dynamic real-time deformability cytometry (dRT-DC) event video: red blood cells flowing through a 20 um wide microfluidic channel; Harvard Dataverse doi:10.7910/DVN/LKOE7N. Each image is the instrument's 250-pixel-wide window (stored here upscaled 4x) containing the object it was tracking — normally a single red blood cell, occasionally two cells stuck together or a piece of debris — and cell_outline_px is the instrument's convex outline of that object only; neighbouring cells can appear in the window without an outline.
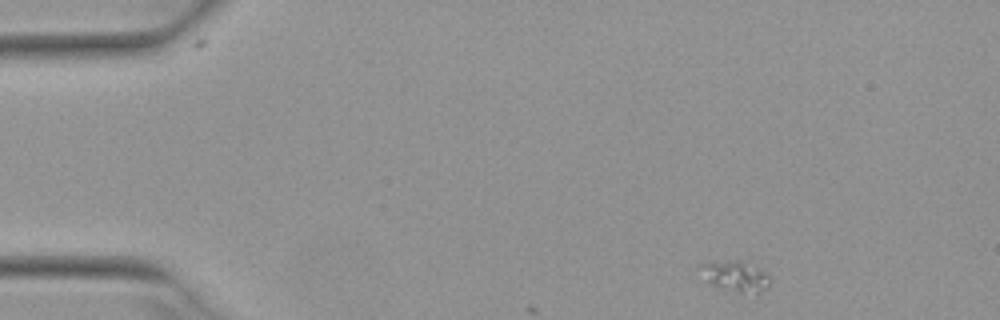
{"species": "Egyptian fruit bat (a non-hibernating species)", "species_latin": "Rousettus aegyptiacus", "temperature_condition": "warm", "stored_images_in_passage": 39, "camera_frame_rate_fps": 3000, "um_per_image_px": 0.085, "animal": {"sex": "female"}, "frame": {"image": 1, "passage_image": 1, "time_ms": 0.0, "image_size_px": [1000, 320], "cell_outline_px": [[768, 284], [764, 288], [756, 292], [736, 292], [716, 288], [696, 268], [700, 264], [736, 260], [740, 260], [760, 268], [768, 276]], "centroid_in_image_um": [62.45, 23.46], "position_along_channel_um": 22.6, "area_um2": 12.08}}
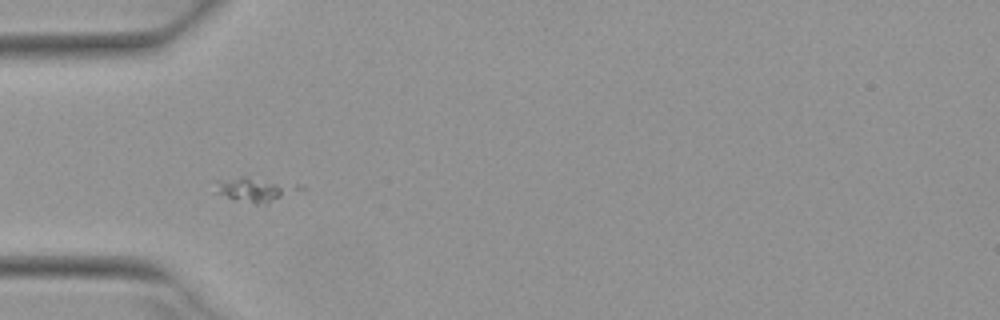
{"frame": {"image": 2, "passage_image": 11, "time_ms": 3.333, "image_size_px": [1000, 320], "cell_outline_px": [[288, 188], [280, 196], [268, 204], [256, 204], [232, 200], [216, 192], [212, 180], [240, 176], [244, 176], [276, 184]], "centroid_in_image_um": [21.12, 16.14], "position_along_channel_um": 63.9, "area_um2": 10.35}}